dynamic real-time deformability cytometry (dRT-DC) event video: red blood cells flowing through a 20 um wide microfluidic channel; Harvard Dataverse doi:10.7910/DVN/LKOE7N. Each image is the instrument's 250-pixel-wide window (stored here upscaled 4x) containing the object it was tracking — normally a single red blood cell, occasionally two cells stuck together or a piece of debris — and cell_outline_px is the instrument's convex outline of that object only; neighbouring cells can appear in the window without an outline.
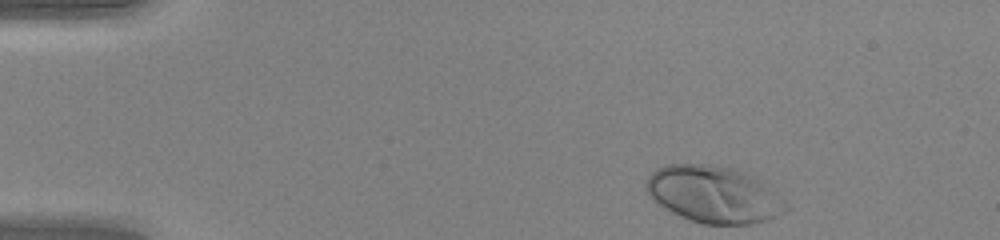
{"species": "human", "species_latin": "Homo sapiens", "temperature_condition": "warm", "stored_images_in_passage": 43, "camera_frame_rate_fps": 3000, "um_per_image_px": 0.085, "donor": {"sex": "female"}, "frame": {"image": 1, "passage_image": 1, "time_ms": 0.0, "image_size_px": [1000, 240], "cell_outline_px": [[792, 208], [768, 220], [752, 224], [700, 224], [688, 220], [656, 204], [652, 200], [644, 184], [648, 176], [656, 168], [664, 164], [712, 164], [736, 168], [756, 176], [764, 180]], "centroid_in_image_um": [60.69, 16.51], "position_along_channel_um": 24.3, "area_um2": 47.34}}
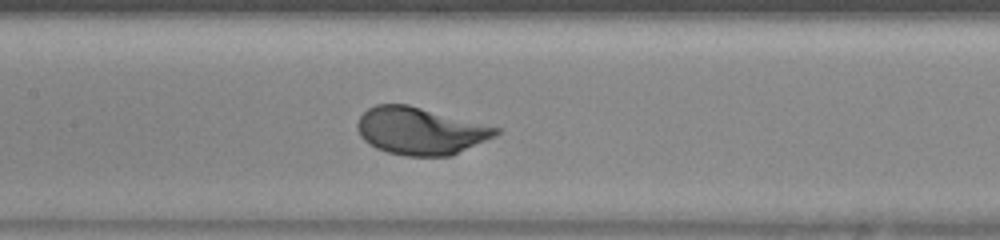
{"frame": {"image": 2, "passage_image": 18, "time_ms": 5.667, "image_size_px": [1000, 240], "cell_outline_px": [[500, 132], [496, 136], [452, 156], [404, 156], [388, 152], [376, 148], [368, 144], [360, 136], [356, 128], [356, 124], [360, 116], [368, 108], [376, 104], [408, 104], [500, 128]], "centroid_in_image_um": [35.71, 11.13], "position_along_channel_um": 171.7, "area_um2": 38.32}}
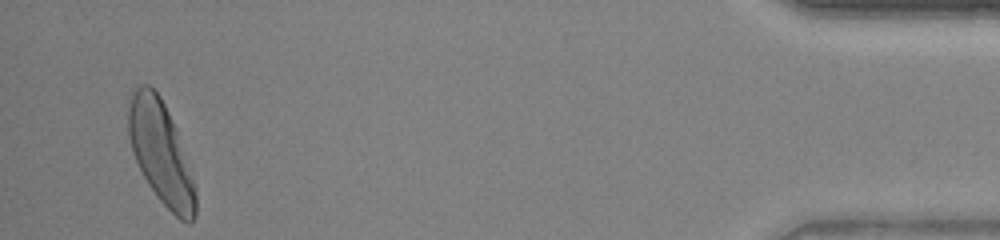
{"frame": {"image": 3, "passage_image": 41, "time_ms": 13.333, "image_size_px": [1000, 240], "cell_outline_px": [[196, 216], [188, 224], [180, 220], [156, 196], [148, 184], [132, 152], [128, 136], [128, 108], [132, 92], [140, 84], [148, 84], [160, 96], [176, 128], [196, 188]], "centroid_in_image_um": [13.67, 12.99], "position_along_channel_um": 421.5, "area_um2": 39.77}, "authors_computed_cell_mechanics": {"area_um2": 38.3792, "velocity_mm_per_s": 4.203, "shape_relaxation_time_tau1_ms": 1.6801, "shape_relaxation_time_tau2_ms": null, "deformation_change_tau1": 0.151, "deformation_change_tau2": null}}